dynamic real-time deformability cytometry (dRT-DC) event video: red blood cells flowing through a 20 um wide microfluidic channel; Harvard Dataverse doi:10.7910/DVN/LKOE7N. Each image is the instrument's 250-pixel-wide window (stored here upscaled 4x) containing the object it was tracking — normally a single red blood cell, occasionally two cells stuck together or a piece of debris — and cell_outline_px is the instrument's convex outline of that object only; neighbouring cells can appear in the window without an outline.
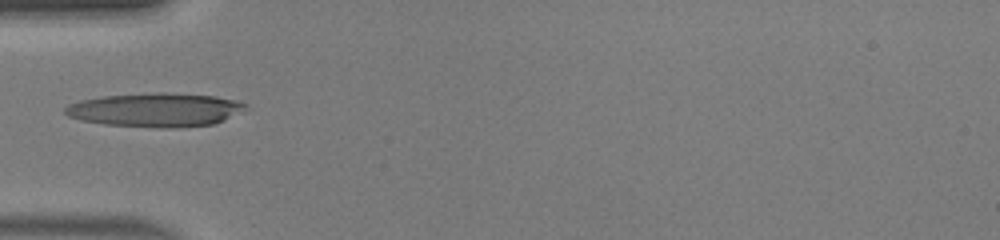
{"species": "human", "species_latin": "Homo sapiens", "temperature_condition": "warm", "stored_images_in_passage": 33, "camera_frame_rate_fps": 3000, "um_per_image_px": 0.085, "donor": {"sex": "male"}, "frame": {"image": 1, "passage_image": 1, "time_ms": 0.0, "image_size_px": [1000, 240], "cell_outline_px": [[248, 104], [244, 108], [212, 124], [176, 128], [164, 128], [104, 124], [80, 120], [68, 116], [64, 112], [64, 108], [68, 104], [80, 100], [104, 96], [156, 92], [164, 92], [216, 96], [236, 100]], "centroid_in_image_um": [13.13, 9.33], "position_along_channel_um": 71.9, "area_um2": 35.2}}
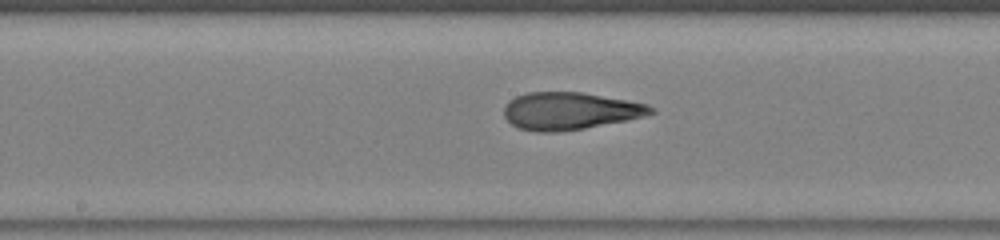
{"frame": {"image": 2, "passage_image": 10, "time_ms": 3.0, "image_size_px": [1000, 240], "cell_outline_px": [[656, 112], [628, 120], [584, 128], [556, 132], [536, 132], [520, 128], [512, 124], [504, 116], [504, 104], [508, 100], [516, 96], [528, 92], [584, 92], [648, 104], [656, 108]], "centroid_in_image_um": [48.44, 9.42], "position_along_channel_um": 199.8, "area_um2": 32.08}}
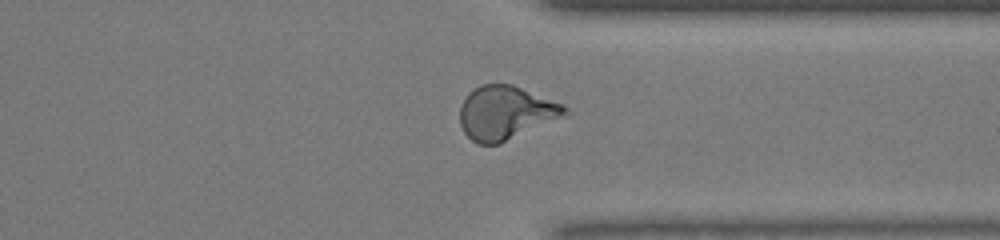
{"frame": {"image": 3, "passage_image": 22, "time_ms": 7.0, "image_size_px": [1000, 240], "cell_outline_px": [[572, 112], [568, 116], [500, 144], [476, 144], [464, 132], [460, 124], [460, 104], [468, 92], [480, 84], [512, 84], [564, 104]], "centroid_in_image_um": [43.03, 9.59], "position_along_channel_um": 368.4, "area_um2": 33.52}}